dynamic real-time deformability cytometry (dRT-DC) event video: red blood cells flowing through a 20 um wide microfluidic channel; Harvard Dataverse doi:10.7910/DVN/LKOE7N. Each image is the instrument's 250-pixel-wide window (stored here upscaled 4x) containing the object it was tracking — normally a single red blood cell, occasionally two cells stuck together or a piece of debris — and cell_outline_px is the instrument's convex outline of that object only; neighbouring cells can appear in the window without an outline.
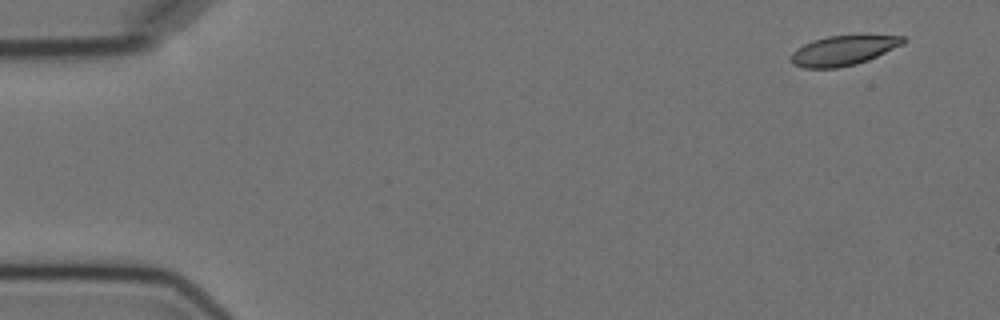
{"species": "Egyptian fruit bat (a non-hibernating species)", "species_latin": "Rousettus aegyptiacus", "temperature_condition": "cold", "stored_images_in_passage": 6, "camera_frame_rate_fps": 3000, "um_per_image_px": 0.085, "animal": {"sex": "female"}, "frame": {"image": 1, "passage_image": 1, "time_ms": 0.0, "image_size_px": [1000, 320], "cell_outline_px": [[908, 40], [904, 44], [868, 60], [856, 64], [836, 68], [804, 68], [792, 64], [792, 52], [796, 48], [812, 40], [828, 36], [904, 36]], "centroid_in_image_um": [71.67, 4.3], "position_along_channel_um": 13.3, "area_um2": 19.31}}
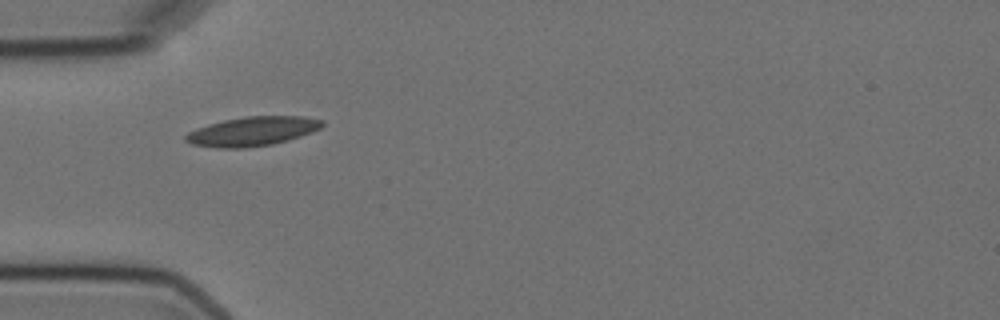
{"frame": {"image": 2, "passage_image": 5, "time_ms": 4.667, "image_size_px": [1000, 320], "cell_outline_px": [[324, 124], [320, 128], [312, 132], [288, 140], [272, 144], [244, 148], [216, 148], [192, 144], [184, 140], [184, 136], [188, 132], [196, 128], [208, 124], [224, 120], [244, 116], [300, 116], [324, 120]], "centroid_in_image_um": [21.43, 11.16], "position_along_channel_um": 63.6, "area_um2": 23.29}}
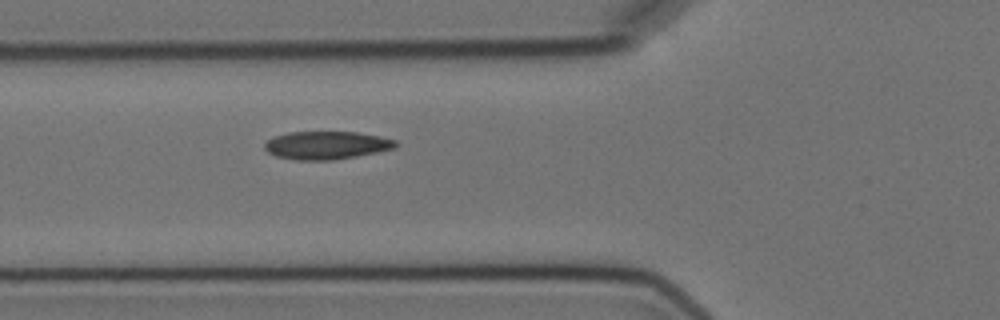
{"frame": {"image": 3, "passage_image": 6, "time_ms": 5.667, "image_size_px": [1000, 320], "cell_outline_px": [[400, 144], [396, 148], [356, 156], [332, 160], [296, 160], [276, 156], [268, 152], [264, 148], [264, 144], [272, 136], [288, 132], [356, 132], [380, 136], [396, 140]], "centroid_in_image_um": [27.76, 12.34], "position_along_channel_um": 98.0, "area_um2": 21.5}}